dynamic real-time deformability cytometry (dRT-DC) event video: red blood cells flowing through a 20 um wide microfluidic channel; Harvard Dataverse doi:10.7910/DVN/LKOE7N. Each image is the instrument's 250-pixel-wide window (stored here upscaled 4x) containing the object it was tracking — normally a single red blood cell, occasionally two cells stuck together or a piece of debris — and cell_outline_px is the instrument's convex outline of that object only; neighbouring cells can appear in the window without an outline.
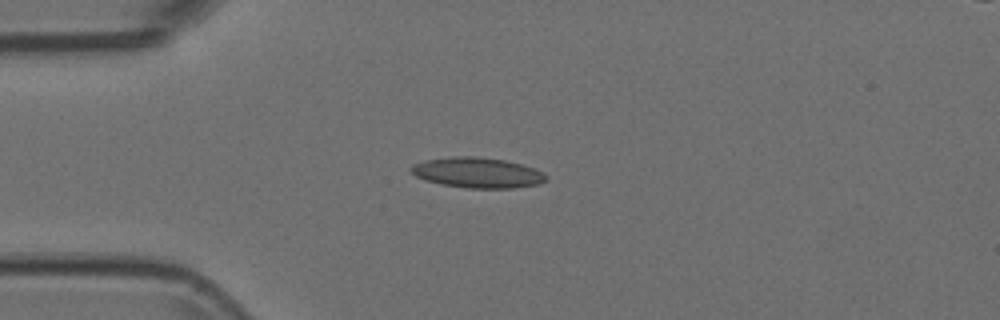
{"species": "Egyptian fruit bat (a non-hibernating species)", "species_latin": "Rousettus aegyptiacus", "temperature_condition": "room temperature", "stored_images_in_passage": 41, "camera_frame_rate_fps": 3000, "um_per_image_px": 0.085, "animal": {"sex": "female"}, "frame": {"image": 1, "passage_image": 1, "time_ms": 0.0, "image_size_px": [1000, 320], "cell_outline_px": [[548, 180], [540, 184], [512, 188], [468, 188], [440, 184], [424, 180], [416, 176], [408, 168], [412, 164], [424, 160], [452, 156], [476, 156], [504, 160], [520, 164], [532, 168], [548, 176]], "centroid_in_image_um": [40.54, 14.68], "position_along_channel_um": 44.5, "area_um2": 23.99}}
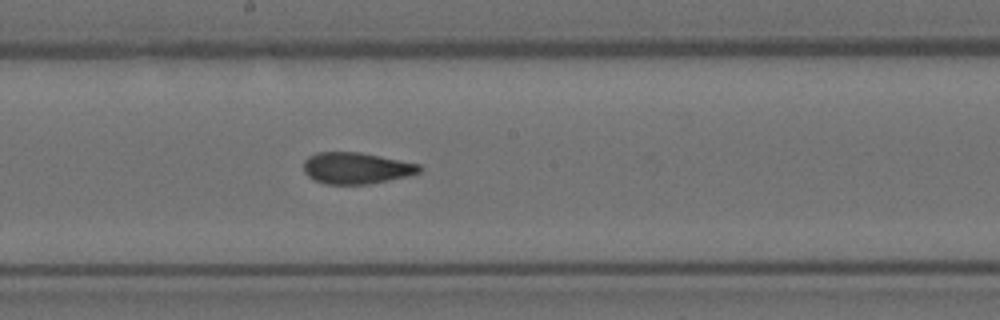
{"frame": {"image": 2, "passage_image": 16, "time_ms": 5.0, "image_size_px": [1000, 320], "cell_outline_px": [[420, 172], [408, 176], [368, 184], [324, 184], [308, 176], [304, 172], [304, 160], [308, 156], [316, 152], [360, 152], [420, 164]], "centroid_in_image_um": [30.26, 14.28], "position_along_channel_um": 217.9, "area_um2": 21.15}}
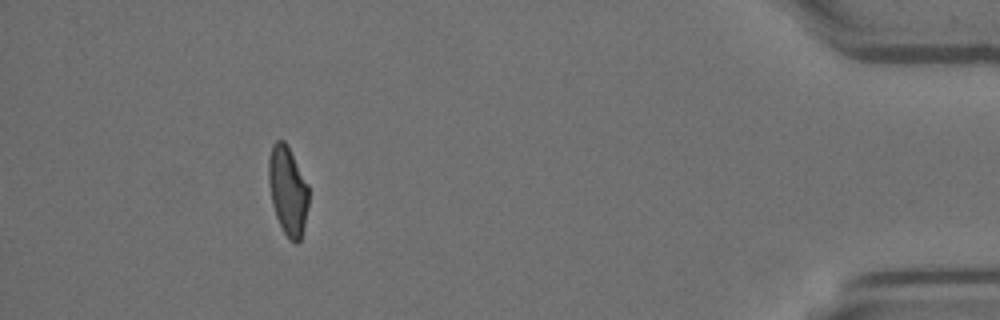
{"frame": {"image": 3, "passage_image": 36, "time_ms": 11.667, "image_size_px": [1000, 320], "cell_outline_px": [[308, 204], [304, 224], [300, 240], [296, 244], [288, 240], [276, 216], [272, 204], [268, 180], [268, 160], [272, 144], [276, 140], [284, 140], [288, 144], [308, 184]], "centroid_in_image_um": [24.45, 16.17], "position_along_channel_um": 410.7, "area_um2": 20.87}}